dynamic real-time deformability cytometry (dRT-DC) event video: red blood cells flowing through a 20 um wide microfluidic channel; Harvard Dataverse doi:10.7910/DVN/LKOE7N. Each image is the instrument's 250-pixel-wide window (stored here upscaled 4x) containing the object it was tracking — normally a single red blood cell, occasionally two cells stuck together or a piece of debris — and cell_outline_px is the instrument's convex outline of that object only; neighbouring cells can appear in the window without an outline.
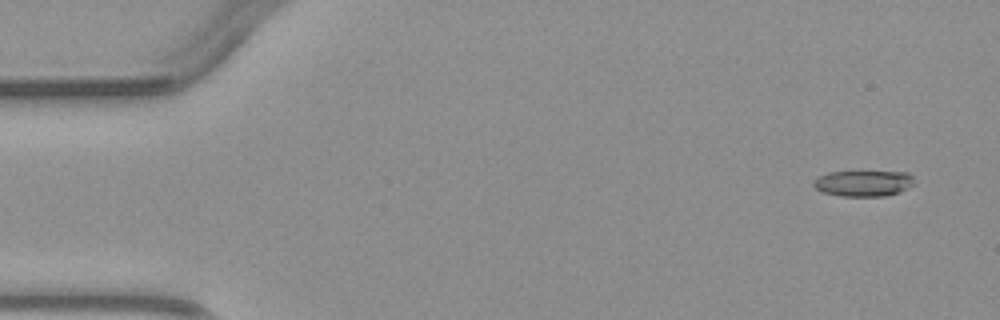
{"species": "common noctule bat (a hibernating species)", "species_latin": "Nyctalus noctula", "temperature_condition": "warm", "stored_images_in_passage": 4, "camera_frame_rate_fps": 3000, "um_per_image_px": 0.085, "animal": {"sex": "male", "body_mass_g": 23.1, "forearm_length_mm": 52.7}, "frame": {"image": 1, "passage_image": 1, "time_ms": 0.0, "image_size_px": [1000, 320], "cell_outline_px": [[916, 184], [900, 192], [884, 196], [840, 196], [824, 192], [816, 188], [812, 184], [812, 180], [828, 172], [908, 172], [912, 176]], "centroid_in_image_um": [73.42, 15.58], "position_along_channel_um": 11.6, "area_um2": 15.26}}
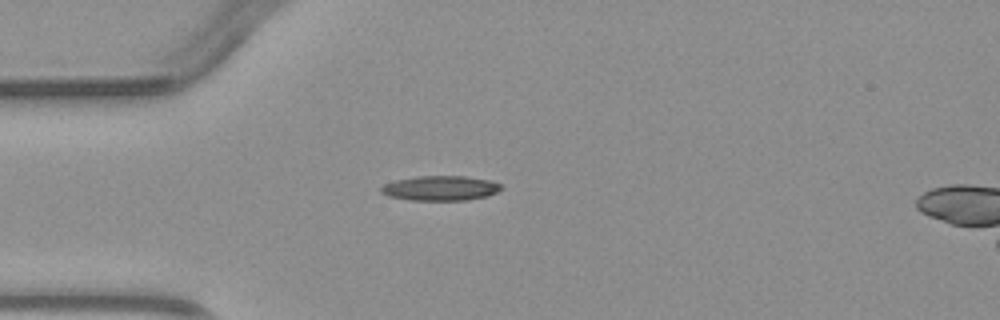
{"frame": {"image": 2, "passage_image": 4, "time_ms": 3.333, "image_size_px": [1000, 320], "cell_outline_px": [[504, 188], [488, 196], [468, 200], [412, 200], [388, 196], [380, 192], [380, 188], [384, 184], [396, 180], [416, 176], [464, 176], [488, 180], [500, 184]], "centroid_in_image_um": [37.43, 16.0], "position_along_channel_um": 47.6, "area_um2": 17.34}}